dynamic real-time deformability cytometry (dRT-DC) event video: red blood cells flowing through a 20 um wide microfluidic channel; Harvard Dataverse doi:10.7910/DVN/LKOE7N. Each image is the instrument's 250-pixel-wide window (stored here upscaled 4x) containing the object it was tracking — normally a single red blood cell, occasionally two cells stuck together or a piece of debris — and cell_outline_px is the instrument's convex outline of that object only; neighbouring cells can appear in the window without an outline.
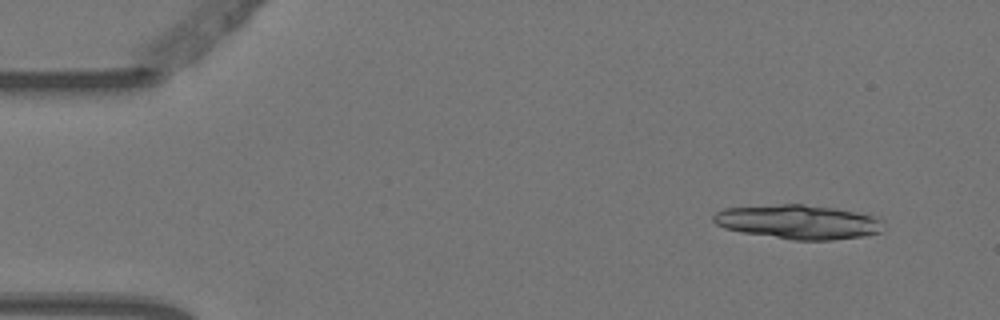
{"species": "Egyptian fruit bat (a non-hibernating species)", "species_latin": "Rousettus aegyptiacus", "temperature_condition": "warm", "stored_images_in_passage": 4, "camera_frame_rate_fps": 3000, "um_per_image_px": 0.085, "animal": {"sex": "female"}, "frame": {"image": 1, "passage_image": 1, "time_ms": 0.0, "image_size_px": [1000, 320], "cell_outline_px": [[884, 220], [880, 232], [864, 236], [832, 240], [792, 240], [740, 232], [724, 228], [716, 224], [712, 220], [712, 216], [716, 212], [724, 208], [780, 204], [804, 204], [836, 208], [872, 216]], "centroid_in_image_um": [67.82, 18.86], "position_along_channel_um": 17.2, "area_um2": 33.99}}